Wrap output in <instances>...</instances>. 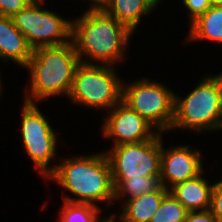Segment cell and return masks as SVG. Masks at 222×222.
<instances>
[{
    "instance_id": "26",
    "label": "cell",
    "mask_w": 222,
    "mask_h": 222,
    "mask_svg": "<svg viewBox=\"0 0 222 222\" xmlns=\"http://www.w3.org/2000/svg\"><path fill=\"white\" fill-rule=\"evenodd\" d=\"M211 6H222V0H210Z\"/></svg>"
},
{
    "instance_id": "19",
    "label": "cell",
    "mask_w": 222,
    "mask_h": 222,
    "mask_svg": "<svg viewBox=\"0 0 222 222\" xmlns=\"http://www.w3.org/2000/svg\"><path fill=\"white\" fill-rule=\"evenodd\" d=\"M188 210L168 192L150 222H185Z\"/></svg>"
},
{
    "instance_id": "14",
    "label": "cell",
    "mask_w": 222,
    "mask_h": 222,
    "mask_svg": "<svg viewBox=\"0 0 222 222\" xmlns=\"http://www.w3.org/2000/svg\"><path fill=\"white\" fill-rule=\"evenodd\" d=\"M157 5L154 0H104L99 6L134 34L141 17L151 14Z\"/></svg>"
},
{
    "instance_id": "2",
    "label": "cell",
    "mask_w": 222,
    "mask_h": 222,
    "mask_svg": "<svg viewBox=\"0 0 222 222\" xmlns=\"http://www.w3.org/2000/svg\"><path fill=\"white\" fill-rule=\"evenodd\" d=\"M55 181L73 194L63 196V201L71 203H114V187L111 166L106 153L88 156H74L57 163L47 180Z\"/></svg>"
},
{
    "instance_id": "7",
    "label": "cell",
    "mask_w": 222,
    "mask_h": 222,
    "mask_svg": "<svg viewBox=\"0 0 222 222\" xmlns=\"http://www.w3.org/2000/svg\"><path fill=\"white\" fill-rule=\"evenodd\" d=\"M45 0H33L11 19L31 48L58 46L71 41L72 20L42 8ZM42 3V5H41Z\"/></svg>"
},
{
    "instance_id": "12",
    "label": "cell",
    "mask_w": 222,
    "mask_h": 222,
    "mask_svg": "<svg viewBox=\"0 0 222 222\" xmlns=\"http://www.w3.org/2000/svg\"><path fill=\"white\" fill-rule=\"evenodd\" d=\"M33 54L26 37L15 27L11 17L0 15V59L25 67Z\"/></svg>"
},
{
    "instance_id": "10",
    "label": "cell",
    "mask_w": 222,
    "mask_h": 222,
    "mask_svg": "<svg viewBox=\"0 0 222 222\" xmlns=\"http://www.w3.org/2000/svg\"><path fill=\"white\" fill-rule=\"evenodd\" d=\"M109 111L103 119L101 132L105 138H113V146L152 140L160 133L123 101Z\"/></svg>"
},
{
    "instance_id": "5",
    "label": "cell",
    "mask_w": 222,
    "mask_h": 222,
    "mask_svg": "<svg viewBox=\"0 0 222 222\" xmlns=\"http://www.w3.org/2000/svg\"><path fill=\"white\" fill-rule=\"evenodd\" d=\"M123 79L111 65L80 63L68 94L73 103L109 110L122 101Z\"/></svg>"
},
{
    "instance_id": "27",
    "label": "cell",
    "mask_w": 222,
    "mask_h": 222,
    "mask_svg": "<svg viewBox=\"0 0 222 222\" xmlns=\"http://www.w3.org/2000/svg\"><path fill=\"white\" fill-rule=\"evenodd\" d=\"M2 92V84L0 85V98H1V93Z\"/></svg>"
},
{
    "instance_id": "17",
    "label": "cell",
    "mask_w": 222,
    "mask_h": 222,
    "mask_svg": "<svg viewBox=\"0 0 222 222\" xmlns=\"http://www.w3.org/2000/svg\"><path fill=\"white\" fill-rule=\"evenodd\" d=\"M114 201L127 197L125 200L139 197L145 193L157 191L161 186L160 175L141 176L131 179H112Z\"/></svg>"
},
{
    "instance_id": "4",
    "label": "cell",
    "mask_w": 222,
    "mask_h": 222,
    "mask_svg": "<svg viewBox=\"0 0 222 222\" xmlns=\"http://www.w3.org/2000/svg\"><path fill=\"white\" fill-rule=\"evenodd\" d=\"M188 131L222 129V78L203 77L200 83L183 98L175 95V114L171 127Z\"/></svg>"
},
{
    "instance_id": "9",
    "label": "cell",
    "mask_w": 222,
    "mask_h": 222,
    "mask_svg": "<svg viewBox=\"0 0 222 222\" xmlns=\"http://www.w3.org/2000/svg\"><path fill=\"white\" fill-rule=\"evenodd\" d=\"M162 133L139 143L116 145L105 151L112 179H131L161 174Z\"/></svg>"
},
{
    "instance_id": "15",
    "label": "cell",
    "mask_w": 222,
    "mask_h": 222,
    "mask_svg": "<svg viewBox=\"0 0 222 222\" xmlns=\"http://www.w3.org/2000/svg\"><path fill=\"white\" fill-rule=\"evenodd\" d=\"M169 192L161 186L157 191L124 201L120 222H150L164 196Z\"/></svg>"
},
{
    "instance_id": "20",
    "label": "cell",
    "mask_w": 222,
    "mask_h": 222,
    "mask_svg": "<svg viewBox=\"0 0 222 222\" xmlns=\"http://www.w3.org/2000/svg\"><path fill=\"white\" fill-rule=\"evenodd\" d=\"M182 3L189 12L190 24L211 7L210 0H182Z\"/></svg>"
},
{
    "instance_id": "23",
    "label": "cell",
    "mask_w": 222,
    "mask_h": 222,
    "mask_svg": "<svg viewBox=\"0 0 222 222\" xmlns=\"http://www.w3.org/2000/svg\"><path fill=\"white\" fill-rule=\"evenodd\" d=\"M185 222H217L210 209L188 212Z\"/></svg>"
},
{
    "instance_id": "1",
    "label": "cell",
    "mask_w": 222,
    "mask_h": 222,
    "mask_svg": "<svg viewBox=\"0 0 222 222\" xmlns=\"http://www.w3.org/2000/svg\"><path fill=\"white\" fill-rule=\"evenodd\" d=\"M79 16L72 19L71 40L80 61L105 65L123 62L132 32L100 6H90Z\"/></svg>"
},
{
    "instance_id": "28",
    "label": "cell",
    "mask_w": 222,
    "mask_h": 222,
    "mask_svg": "<svg viewBox=\"0 0 222 222\" xmlns=\"http://www.w3.org/2000/svg\"><path fill=\"white\" fill-rule=\"evenodd\" d=\"M157 4L159 3L160 4V2H161V0H154Z\"/></svg>"
},
{
    "instance_id": "22",
    "label": "cell",
    "mask_w": 222,
    "mask_h": 222,
    "mask_svg": "<svg viewBox=\"0 0 222 222\" xmlns=\"http://www.w3.org/2000/svg\"><path fill=\"white\" fill-rule=\"evenodd\" d=\"M33 0H0V15L12 17Z\"/></svg>"
},
{
    "instance_id": "13",
    "label": "cell",
    "mask_w": 222,
    "mask_h": 222,
    "mask_svg": "<svg viewBox=\"0 0 222 222\" xmlns=\"http://www.w3.org/2000/svg\"><path fill=\"white\" fill-rule=\"evenodd\" d=\"M203 172L204 170L196 177L179 183L169 190L189 212L210 209L213 183L209 184Z\"/></svg>"
},
{
    "instance_id": "6",
    "label": "cell",
    "mask_w": 222,
    "mask_h": 222,
    "mask_svg": "<svg viewBox=\"0 0 222 222\" xmlns=\"http://www.w3.org/2000/svg\"><path fill=\"white\" fill-rule=\"evenodd\" d=\"M175 92L161 82L141 78L123 82L122 101L145 118L160 133L171 131L175 114Z\"/></svg>"
},
{
    "instance_id": "8",
    "label": "cell",
    "mask_w": 222,
    "mask_h": 222,
    "mask_svg": "<svg viewBox=\"0 0 222 222\" xmlns=\"http://www.w3.org/2000/svg\"><path fill=\"white\" fill-rule=\"evenodd\" d=\"M35 103L24 101L22 108L21 136L24 149L34 164L35 169L47 178L55 165L49 166L57 152V136L47 118Z\"/></svg>"
},
{
    "instance_id": "21",
    "label": "cell",
    "mask_w": 222,
    "mask_h": 222,
    "mask_svg": "<svg viewBox=\"0 0 222 222\" xmlns=\"http://www.w3.org/2000/svg\"><path fill=\"white\" fill-rule=\"evenodd\" d=\"M210 210L217 222H222V180L213 183Z\"/></svg>"
},
{
    "instance_id": "24",
    "label": "cell",
    "mask_w": 222,
    "mask_h": 222,
    "mask_svg": "<svg viewBox=\"0 0 222 222\" xmlns=\"http://www.w3.org/2000/svg\"><path fill=\"white\" fill-rule=\"evenodd\" d=\"M108 217H109V218H107V219L105 220V222H116V221H117L116 219H117L118 216H116V215L113 213L112 215L110 214Z\"/></svg>"
},
{
    "instance_id": "16",
    "label": "cell",
    "mask_w": 222,
    "mask_h": 222,
    "mask_svg": "<svg viewBox=\"0 0 222 222\" xmlns=\"http://www.w3.org/2000/svg\"><path fill=\"white\" fill-rule=\"evenodd\" d=\"M189 28L186 42L207 40L222 44V6H211Z\"/></svg>"
},
{
    "instance_id": "18",
    "label": "cell",
    "mask_w": 222,
    "mask_h": 222,
    "mask_svg": "<svg viewBox=\"0 0 222 222\" xmlns=\"http://www.w3.org/2000/svg\"><path fill=\"white\" fill-rule=\"evenodd\" d=\"M60 209L59 222H105L108 218L104 216L101 220L98 217L101 209L90 203H71L64 201ZM99 220V221H98Z\"/></svg>"
},
{
    "instance_id": "25",
    "label": "cell",
    "mask_w": 222,
    "mask_h": 222,
    "mask_svg": "<svg viewBox=\"0 0 222 222\" xmlns=\"http://www.w3.org/2000/svg\"><path fill=\"white\" fill-rule=\"evenodd\" d=\"M91 3L90 6H99L104 0H89Z\"/></svg>"
},
{
    "instance_id": "3",
    "label": "cell",
    "mask_w": 222,
    "mask_h": 222,
    "mask_svg": "<svg viewBox=\"0 0 222 222\" xmlns=\"http://www.w3.org/2000/svg\"><path fill=\"white\" fill-rule=\"evenodd\" d=\"M80 63L72 40L58 46L34 49L25 66V69L30 71V86L26 87L28 90L25 89L24 101L43 102L60 94L67 98Z\"/></svg>"
},
{
    "instance_id": "11",
    "label": "cell",
    "mask_w": 222,
    "mask_h": 222,
    "mask_svg": "<svg viewBox=\"0 0 222 222\" xmlns=\"http://www.w3.org/2000/svg\"><path fill=\"white\" fill-rule=\"evenodd\" d=\"M201 152L198 149H190L188 145H176L165 149L162 141L160 174L162 186L170 190L173 186L199 175L204 170Z\"/></svg>"
}]
</instances>
